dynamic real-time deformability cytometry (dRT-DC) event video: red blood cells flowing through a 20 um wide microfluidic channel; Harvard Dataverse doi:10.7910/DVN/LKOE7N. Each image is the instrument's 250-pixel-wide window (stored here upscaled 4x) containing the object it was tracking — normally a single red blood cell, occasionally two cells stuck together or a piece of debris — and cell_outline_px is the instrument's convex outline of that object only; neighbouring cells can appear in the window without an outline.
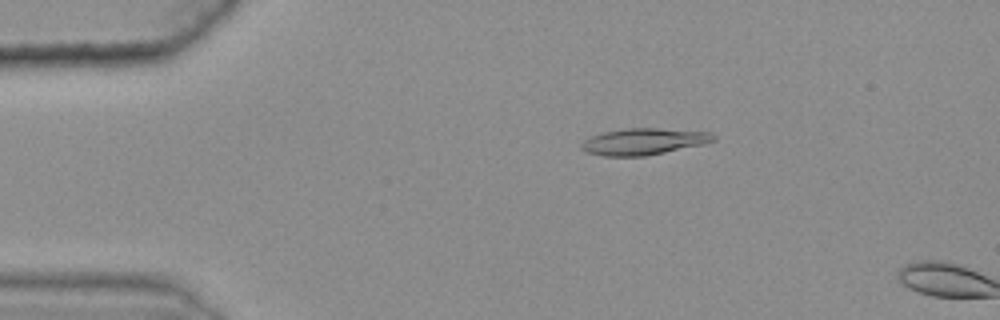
{"species": "common noctule bat (a hibernating species)", "species_latin": "Nyctalus noctula", "temperature_condition": "warm", "stored_images_in_passage": 13, "camera_frame_rate_fps": 3000, "um_per_image_px": 0.085, "animal": {"sex": "female", "body_mass_g": 25.1}, "frame": {"image": 1, "passage_image": 11, "time_ms": 3.333, "image_size_px": [1000, 320], "cell_outline_px": [[716, 140], [704, 144], [644, 156], [604, 156], [584, 152], [580, 148], [580, 144], [588, 136], [604, 132], [628, 128], [660, 128], [712, 132], [716, 136]], "centroid_in_image_um": [54.69, 12.02], "position_along_channel_um": 30.3, "area_um2": 20.58}}